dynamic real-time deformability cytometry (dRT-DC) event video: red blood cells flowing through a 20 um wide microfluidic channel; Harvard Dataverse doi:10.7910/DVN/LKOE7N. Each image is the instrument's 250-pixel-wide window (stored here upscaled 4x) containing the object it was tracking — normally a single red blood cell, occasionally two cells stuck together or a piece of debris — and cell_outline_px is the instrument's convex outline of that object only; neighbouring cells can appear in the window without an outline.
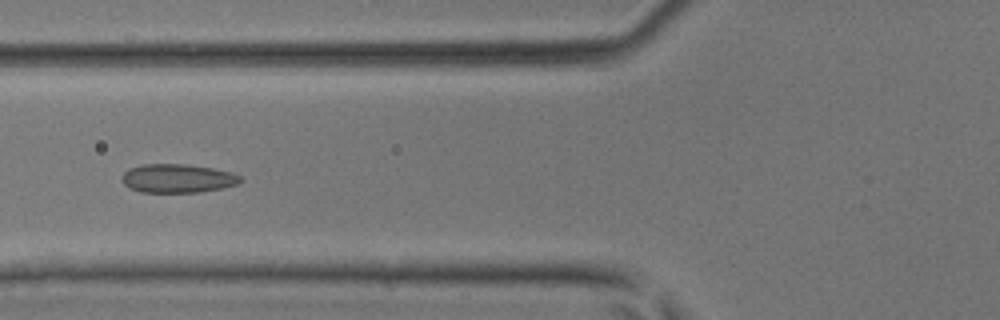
{"species": "common noctule bat (a hibernating species)", "species_latin": "Nyctalus noctula", "temperature_condition": "room temperature", "stored_images_in_passage": 39, "camera_frame_rate_fps": 3000, "um_per_image_px": 0.085, "animal": {"sex": "male", "body_mass_g": 17.9, "forearm_length_mm": 54.2}, "frame": {"image": 1, "passage_image": 12, "time_ms": 3.667, "image_size_px": [1000, 320], "cell_outline_px": [[244, 180], [240, 184], [224, 188], [200, 192], [140, 192], [128, 188], [120, 180], [120, 176], [128, 168], [140, 164], [184, 164], [212, 168], [232, 172], [240, 176]], "centroid_in_image_um": [15.08, 15.16], "position_along_channel_um": 110.7, "area_um2": 20.23}}
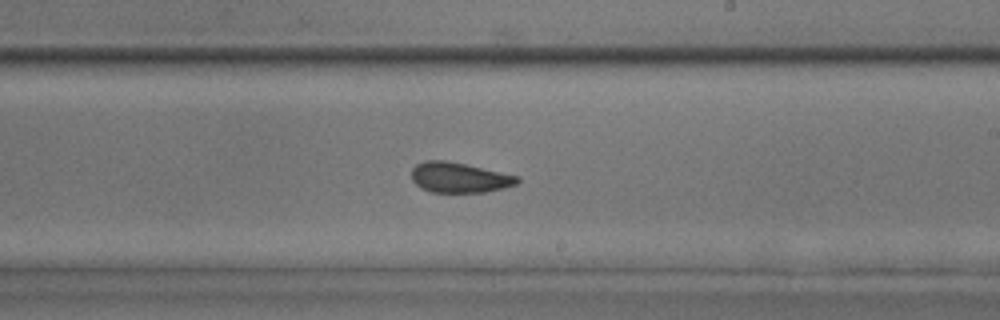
{"frame": {"image": 2, "passage_image": 21, "time_ms": 6.667, "image_size_px": [1000, 320], "cell_outline_px": [[520, 180], [516, 184], [504, 188], [484, 192], [432, 192], [420, 188], [412, 180], [412, 168], [416, 164], [424, 160], [448, 160], [520, 176]], "centroid_in_image_um": [39.04, 15.08], "position_along_channel_um": 250.0, "area_um2": 18.79}}
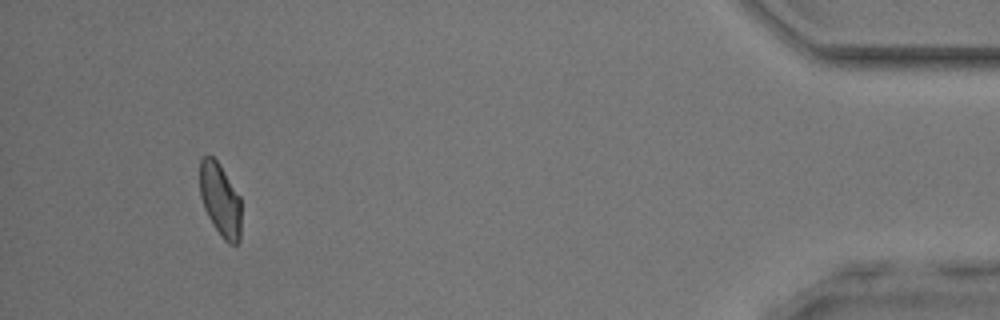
{"frame": {"image": 3, "passage_image": 36, "time_ms": 11.667, "image_size_px": [1000, 320], "cell_outline_px": [[240, 240], [236, 244], [228, 244], [224, 240], [212, 224], [204, 208], [200, 196], [200, 160], [208, 152], [216, 160], [240, 196]], "centroid_in_image_um": [18.71, 16.99], "position_along_channel_um": 416.5, "area_um2": 17.63}}